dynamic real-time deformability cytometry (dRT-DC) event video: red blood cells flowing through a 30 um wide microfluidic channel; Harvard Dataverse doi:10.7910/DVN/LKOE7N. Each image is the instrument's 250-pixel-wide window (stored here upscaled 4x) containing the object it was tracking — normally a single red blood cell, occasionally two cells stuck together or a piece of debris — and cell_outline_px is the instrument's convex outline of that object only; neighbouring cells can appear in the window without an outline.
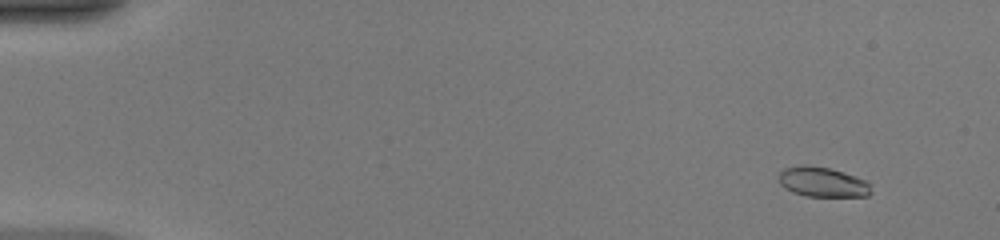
{"species": "common noctule bat (a hibernating species)", "species_latin": "Nyctalus noctula", "temperature_condition": "warm", "stored_images_in_passage": 51, "camera_frame_rate_fps": 3000, "um_per_image_px": 0.085, "animal": {"sex": "female", "body_mass_g": 20.0, "forearm_length_mm": 54.0}, "frame": {"image": 1, "passage_image": 5, "time_ms": 1.333, "image_size_px": [1000, 240], "cell_outline_px": [[872, 192], [868, 196], [804, 196], [792, 192], [784, 188], [780, 184], [780, 172], [784, 168], [800, 164], [808, 164], [828, 168], [844, 172], [856, 176], [872, 184]], "centroid_in_image_um": [69.93, 15.47], "position_along_channel_um": 15.1, "area_um2": 16.3}}
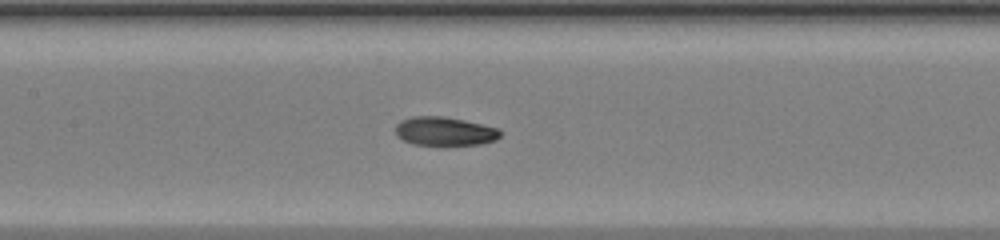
{"frame": {"image": 2, "passage_image": 26, "time_ms": 8.333, "image_size_px": [1000, 240], "cell_outline_px": [[504, 132], [496, 140], [480, 144], [444, 148], [440, 148], [412, 144], [396, 136], [396, 124], [400, 120], [412, 116], [444, 116], [464, 120], [500, 128]], "centroid_in_image_um": [37.82, 11.21], "position_along_channel_um": 169.6, "area_um2": 18.61}}
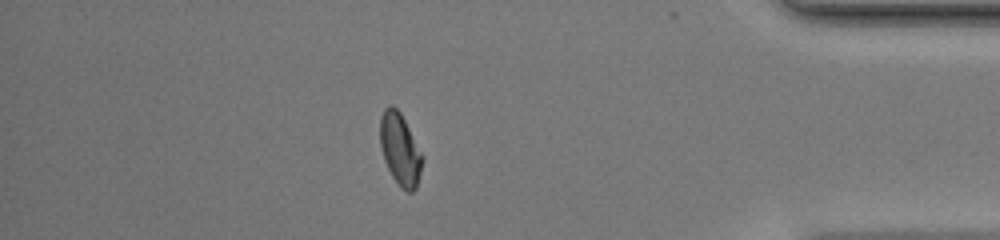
{"frame": {"image": 3, "passage_image": 45, "time_ms": 14.667, "image_size_px": [1000, 240], "cell_outline_px": [[424, 156], [416, 188], [412, 192], [408, 192], [400, 188], [392, 176], [384, 160], [380, 144], [380, 116], [384, 108], [388, 104], [392, 104], [400, 112]], "centroid_in_image_um": [34.0, 12.68], "position_along_channel_um": 401.2, "area_um2": 17.8}, "authors_computed_cell_mechanics": {"area_um2": 17.5134, "velocity_mm_per_s": 4.1772, "shape_relaxation_time_tau1_ms": 3.476, "shape_relaxation_time_tau2_ms": 1.3942, "deformation_change_tau1": 0.1613, "deformation_change_tau2": 0.0595}}